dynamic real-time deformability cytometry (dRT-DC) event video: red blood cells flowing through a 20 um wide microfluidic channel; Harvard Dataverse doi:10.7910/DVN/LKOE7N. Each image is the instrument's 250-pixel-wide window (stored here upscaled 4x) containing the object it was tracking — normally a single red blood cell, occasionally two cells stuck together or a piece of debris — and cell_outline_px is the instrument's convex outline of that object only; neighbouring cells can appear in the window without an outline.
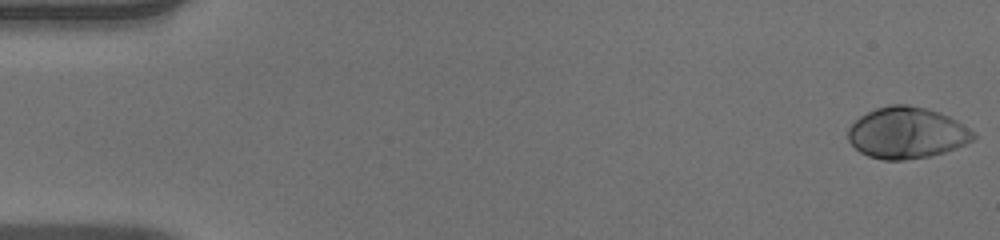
{"species": "human", "species_latin": "Homo sapiens", "temperature_condition": "warm", "stored_images_in_passage": 52, "camera_frame_rate_fps": 3000, "um_per_image_px": 0.085, "donor": {"sex": "male"}, "frame": {"image": 1, "passage_image": 1, "time_ms": 0.0, "image_size_px": [1000, 240], "cell_outline_px": [[976, 136], [972, 140], [956, 148], [944, 152], [928, 156], [904, 160], [884, 160], [868, 156], [860, 152], [848, 140], [848, 128], [860, 116], [876, 108], [892, 104], [904, 104], [924, 108], [940, 112], [956, 120], [976, 132]], "centroid_in_image_um": [77.08, 11.29], "position_along_channel_um": 7.9, "area_um2": 37.34}}
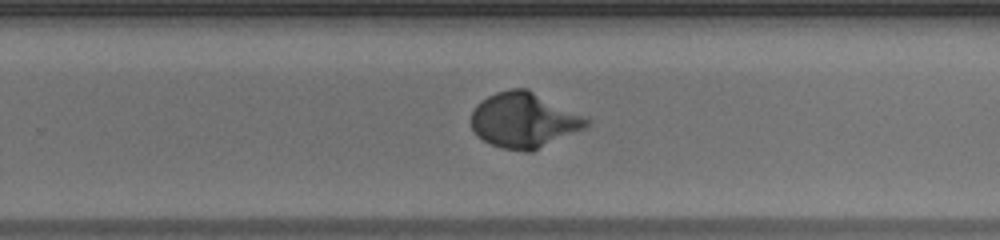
{"frame": {"image": 2, "passage_image": 34, "time_ms": 11.0, "image_size_px": [1000, 240], "cell_outline_px": [[592, 124], [588, 128], [532, 152], [524, 152], [504, 148], [492, 144], [476, 136], [472, 128], [472, 112], [476, 104], [488, 96], [496, 92], [512, 88], [528, 88], [588, 116], [592, 120]], "centroid_in_image_um": [44.64, 10.21], "position_along_channel_um": 285.2, "area_um2": 37.97}}
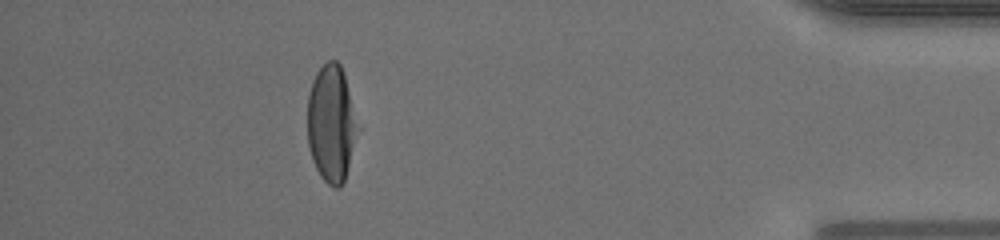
{"frame": {"image": 3, "passage_image": 47, "time_ms": 15.333, "image_size_px": [1000, 240], "cell_outline_px": [[360, 128], [344, 180], [340, 188], [332, 188], [320, 176], [312, 160], [308, 144], [308, 96], [312, 80], [316, 72], [328, 60], [336, 60], [340, 64], [344, 72]], "centroid_in_image_um": [28.18, 10.5], "position_along_channel_um": 407.0, "area_um2": 34.62}, "authors_computed_cell_mechanics": {"area_um2": 36.1539, "velocity_mm_per_s": 3.9351, "shape_relaxation_time_tau1_ms": 3.3738, "shape_relaxation_time_tau2_ms": null, "deformation_change_tau1": 0.2305, "deformation_change_tau2": null}}